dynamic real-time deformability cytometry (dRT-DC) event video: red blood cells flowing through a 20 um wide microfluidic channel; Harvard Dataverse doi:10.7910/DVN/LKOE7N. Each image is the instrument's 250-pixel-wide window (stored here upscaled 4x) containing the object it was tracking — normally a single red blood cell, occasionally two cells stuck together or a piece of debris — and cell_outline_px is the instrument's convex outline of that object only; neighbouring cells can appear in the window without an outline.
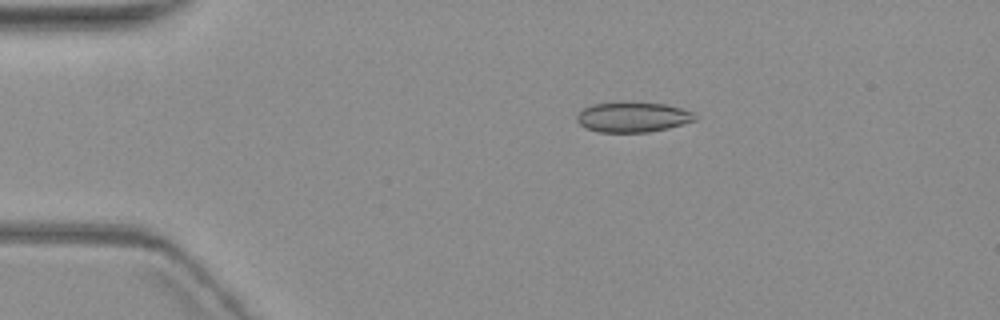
{"species": "common noctule bat (a hibernating species)", "species_latin": "Nyctalus noctula", "temperature_condition": "warm", "stored_images_in_passage": 5, "camera_frame_rate_fps": 3000, "um_per_image_px": 0.085, "animal": {"sex": "female", "body_mass_g": 19.3, "forearm_length_mm": 54.1}, "frame": {"image": 1, "passage_image": 4, "time_ms": 3.667, "image_size_px": [1000, 320], "cell_outline_px": [[696, 120], [668, 128], [648, 132], [600, 132], [584, 128], [576, 120], [576, 116], [584, 108], [592, 104], [620, 100], [624, 100], [664, 104], [680, 108], [692, 112], [696, 116]], "centroid_in_image_um": [53.74, 9.92], "position_along_channel_um": 31.3, "area_um2": 21.15}}